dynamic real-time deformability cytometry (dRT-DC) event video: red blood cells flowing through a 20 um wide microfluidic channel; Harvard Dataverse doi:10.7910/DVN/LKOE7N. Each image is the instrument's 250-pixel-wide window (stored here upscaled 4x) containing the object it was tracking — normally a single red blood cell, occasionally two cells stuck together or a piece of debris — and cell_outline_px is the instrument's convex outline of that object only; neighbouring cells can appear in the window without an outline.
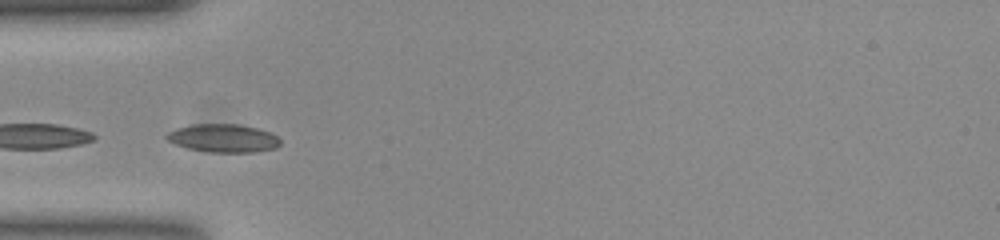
{"species": "common noctule bat (a hibernating species)", "species_latin": "Nyctalus noctula", "temperature_condition": "room temperature", "stored_images_in_passage": 25, "camera_frame_rate_fps": 3000, "um_per_image_px": 0.085, "animal": {"sex": "female", "body_mass_g": 23.0, "forearm_length_mm": 53.4}, "frame": {"image": 1, "passage_image": 4, "time_ms": 1.0, "image_size_px": [1000, 240], "cell_outline_px": [[280, 144], [276, 148], [252, 152], [212, 152], [188, 148], [176, 144], [168, 140], [164, 136], [168, 132], [176, 128], [192, 124], [240, 124], [256, 128], [268, 132], [276, 136], [280, 140]], "centroid_in_image_um": [18.96, 11.74], "position_along_channel_um": 66.0, "area_um2": 18.5}}